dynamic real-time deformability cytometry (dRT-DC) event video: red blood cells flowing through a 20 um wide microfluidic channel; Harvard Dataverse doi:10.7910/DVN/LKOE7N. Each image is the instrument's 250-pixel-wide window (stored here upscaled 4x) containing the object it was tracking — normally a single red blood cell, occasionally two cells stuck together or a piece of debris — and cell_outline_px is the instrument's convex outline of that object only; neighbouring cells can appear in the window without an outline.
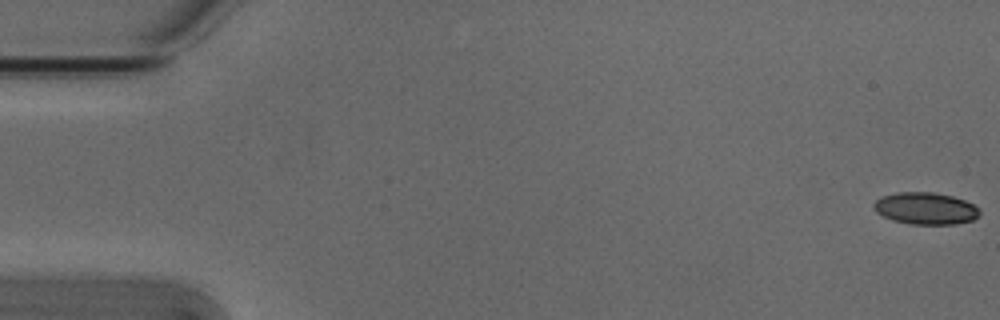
{"species": "Egyptian fruit bat (a non-hibernating species)", "species_latin": "Rousettus aegyptiacus", "temperature_condition": "cold", "stored_images_in_passage": 5, "camera_frame_rate_fps": 3000, "um_per_image_px": 0.085, "animal": {"sex": "male"}, "frame": {"image": 1, "passage_image": 1, "time_ms": 0.0, "image_size_px": [1000, 320], "cell_outline_px": [[980, 216], [972, 220], [956, 224], [908, 224], [892, 220], [876, 212], [872, 208], [872, 204], [880, 196], [896, 192], [932, 192], [952, 196], [964, 200], [980, 208]], "centroid_in_image_um": [78.65, 17.71], "position_along_channel_um": 6.3, "area_um2": 19.94}}
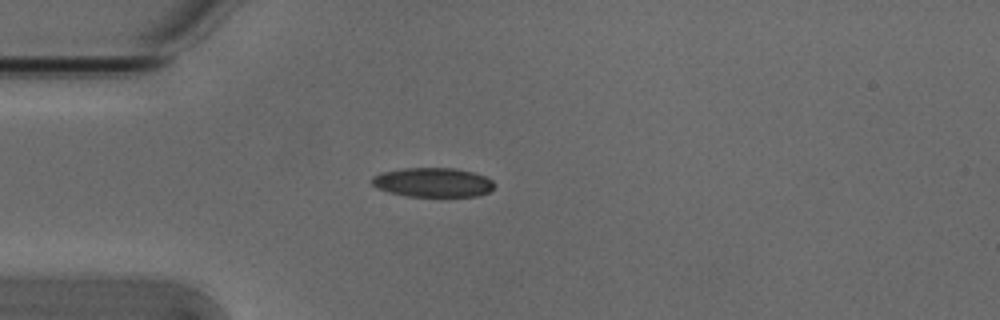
{"frame": {"image": 2, "passage_image": 4, "time_ms": 1.0, "image_size_px": [1000, 320], "cell_outline_px": [[496, 184], [488, 192], [480, 196], [440, 200], [404, 196], [388, 192], [372, 184], [372, 176], [380, 172], [404, 168], [456, 168], [472, 172], [484, 176], [492, 180]], "centroid_in_image_um": [36.83, 15.56], "position_along_channel_um": 48.2, "area_um2": 22.02}}